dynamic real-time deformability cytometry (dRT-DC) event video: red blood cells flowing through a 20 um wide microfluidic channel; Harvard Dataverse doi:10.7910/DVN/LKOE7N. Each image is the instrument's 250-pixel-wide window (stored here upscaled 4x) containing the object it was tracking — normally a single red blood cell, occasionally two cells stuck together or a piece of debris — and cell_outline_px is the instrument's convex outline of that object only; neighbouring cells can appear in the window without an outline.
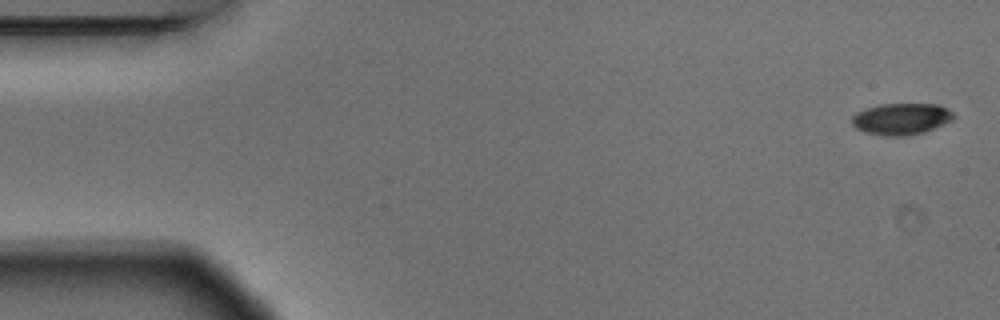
{"species": "Egyptian fruit bat (a non-hibernating species)", "species_latin": "Rousettus aegyptiacus", "temperature_condition": "warm", "stored_images_in_passage": 4, "camera_frame_rate_fps": 3000, "um_per_image_px": 0.085, "animal": {"sex": "male"}, "frame": {"image": 1, "passage_image": 1, "time_ms": 0.0, "image_size_px": [1000, 320], "cell_outline_px": [[956, 116], [952, 120], [924, 132], [908, 136], [884, 136], [864, 132], [856, 128], [852, 124], [852, 116], [856, 112], [880, 104], [940, 104], [948, 108]], "centroid_in_image_um": [76.62, 10.11], "position_along_channel_um": 8.4, "area_um2": 18.79}}
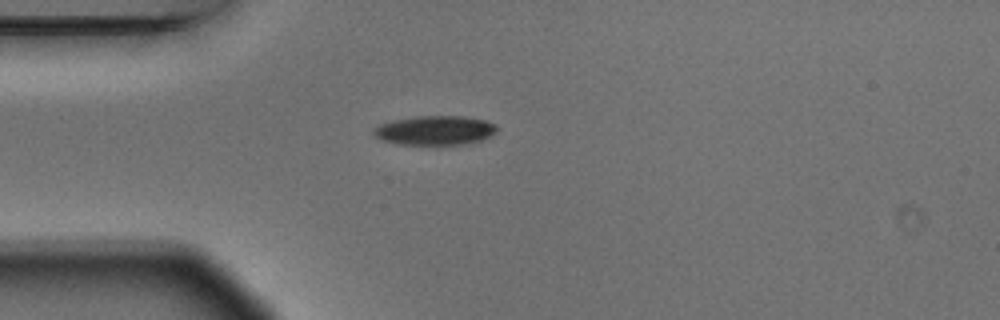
{"frame": {"image": 2, "passage_image": 4, "time_ms": 1.0, "image_size_px": [1000, 320], "cell_outline_px": [[496, 132], [480, 140], [468, 144], [436, 148], [400, 144], [380, 140], [372, 132], [380, 124], [392, 120], [416, 116], [464, 116], [484, 120], [496, 124]], "centroid_in_image_um": [36.96, 11.13], "position_along_channel_um": 48.0, "area_um2": 21.85}}